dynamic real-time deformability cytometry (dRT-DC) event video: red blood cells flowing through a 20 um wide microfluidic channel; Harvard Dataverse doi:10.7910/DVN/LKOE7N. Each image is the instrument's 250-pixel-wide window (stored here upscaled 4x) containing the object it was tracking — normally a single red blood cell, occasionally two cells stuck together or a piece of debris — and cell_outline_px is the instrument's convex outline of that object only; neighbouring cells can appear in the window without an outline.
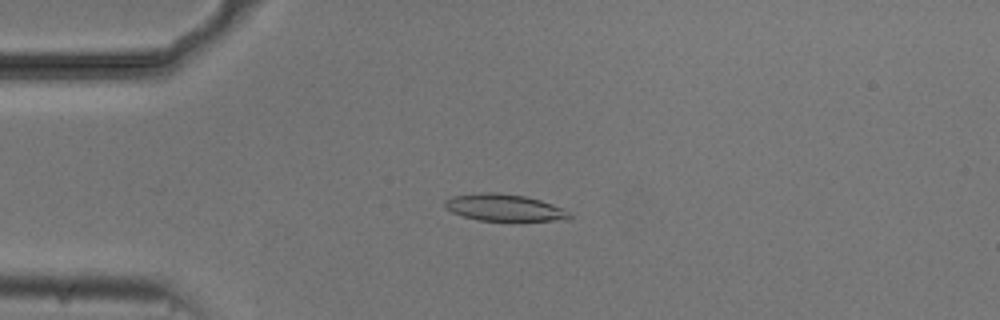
{"species": "common noctule bat (a hibernating species)", "species_latin": "Nyctalus noctula", "temperature_condition": "cold", "stored_images_in_passage": 54, "camera_frame_rate_fps": 3000, "um_per_image_px": 0.085, "animal": {"sex": "male", "body_mass_g": 20.5, "forearm_length_mm": 52.5}, "frame": {"image": 1, "passage_image": 13, "time_ms": 4.0, "image_size_px": [1000, 320], "cell_outline_px": [[572, 216], [568, 220], [476, 220], [452, 212], [444, 208], [444, 200], [452, 196], [480, 192], [496, 192], [524, 196], [540, 200], [552, 204], [568, 212]], "centroid_in_image_um": [42.8, 17.63], "position_along_channel_um": 42.2, "area_um2": 19.36}}
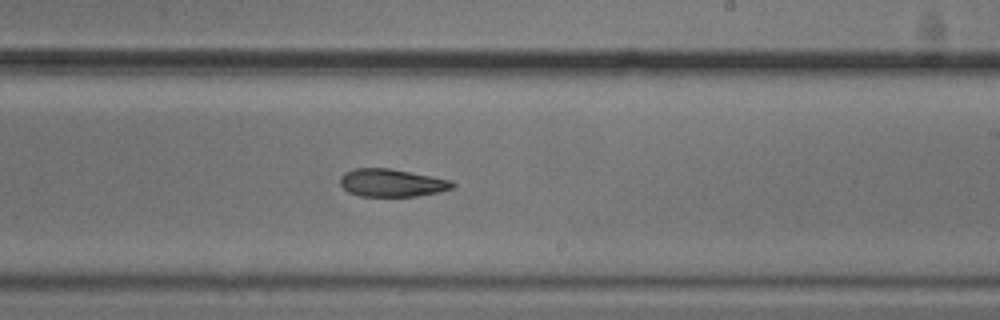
{"frame": {"image": 2, "passage_image": 32, "time_ms": 10.333, "image_size_px": [1000, 320], "cell_outline_px": [[456, 184], [452, 188], [440, 192], [416, 196], [360, 196], [348, 192], [340, 184], [340, 176], [344, 172], [356, 168], [388, 168], [432, 176], [448, 180]], "centroid_in_image_um": [33.27, 15.54], "position_along_channel_um": 255.7, "area_um2": 18.09}}
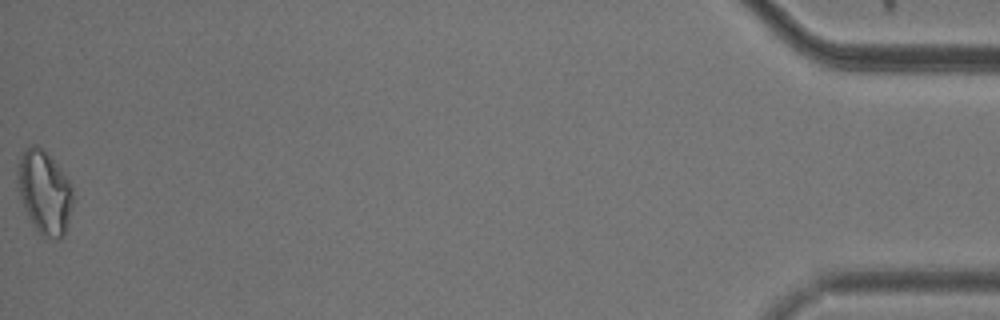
{"frame": {"image": 3, "passage_image": 54, "time_ms": 17.667, "image_size_px": [1000, 320], "cell_outline_px": [[72, 204], [64, 236], [60, 240], [44, 240], [32, 224], [28, 216], [16, 188], [16, 172], [24, 148], [32, 144], [36, 144], [56, 164], [68, 180], [72, 188]], "centroid_in_image_um": [3.74, 16.4], "position_along_channel_um": 431.5, "area_um2": 26.99}, "authors_computed_cell_mechanics": {"area_um2": 19.3919, "velocity_mm_per_s": 3.7302, "shape_relaxation_time_tau1_ms": 4.141, "shape_relaxation_time_tau2_ms": 6.8351, "deformation_change_tau1": 0.1337, "deformation_change_tau2": 0.1481}}